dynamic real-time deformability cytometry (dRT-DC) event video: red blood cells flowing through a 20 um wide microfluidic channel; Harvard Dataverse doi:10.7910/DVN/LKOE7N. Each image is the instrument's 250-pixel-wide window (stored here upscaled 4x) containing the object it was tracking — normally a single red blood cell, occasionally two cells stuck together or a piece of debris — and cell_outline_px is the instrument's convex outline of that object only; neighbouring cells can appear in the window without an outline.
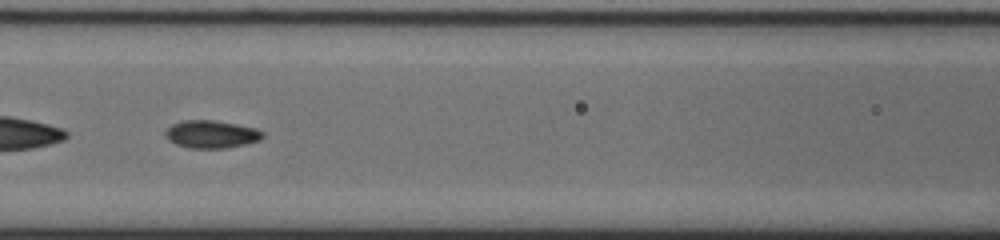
{"species": "common noctule bat (a hibernating species)", "species_latin": "Nyctalus noctula", "temperature_condition": "cold", "stored_images_in_passage": 54, "camera_frame_rate_fps": 3000, "um_per_image_px": 0.085, "animal": {"sex": "male", "body_mass_g": 20.0, "forearm_length_mm": 53.3}, "frame": {"image": 1, "passage_image": 22, "time_ms": 7.0, "image_size_px": [1000, 240], "cell_outline_px": [[264, 136], [260, 140], [244, 144], [224, 148], [188, 148], [176, 144], [168, 140], [164, 136], [164, 132], [172, 124], [184, 120], [216, 120], [256, 128], [264, 132]], "centroid_in_image_um": [17.95, 11.4], "position_along_channel_um": 148.7, "area_um2": 15.78}}
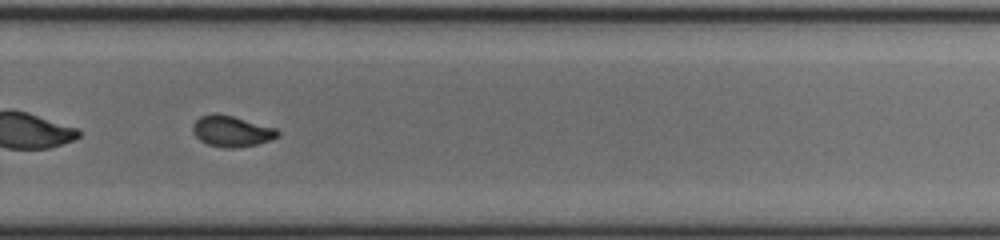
{"frame": {"image": 2, "passage_image": 35, "time_ms": 11.333, "image_size_px": [1000, 240], "cell_outline_px": [[280, 136], [256, 144], [236, 148], [224, 148], [208, 144], [200, 140], [192, 132], [192, 124], [200, 116], [212, 112], [216, 112], [232, 116], [276, 128], [280, 132]], "centroid_in_image_um": [19.66, 11.14], "position_along_channel_um": 310.1, "area_um2": 15.37}, "authors_computed_cell_mechanics": {"area_um2": 15.5193, "velocity_mm_per_s": 3.7349, "shape_relaxation_time_tau1_ms": 5.0121, "shape_relaxation_time_tau2_ms": 1.4972, "deformation_change_tau1": 0.1469, "deformation_change_tau2": 0.0591}}